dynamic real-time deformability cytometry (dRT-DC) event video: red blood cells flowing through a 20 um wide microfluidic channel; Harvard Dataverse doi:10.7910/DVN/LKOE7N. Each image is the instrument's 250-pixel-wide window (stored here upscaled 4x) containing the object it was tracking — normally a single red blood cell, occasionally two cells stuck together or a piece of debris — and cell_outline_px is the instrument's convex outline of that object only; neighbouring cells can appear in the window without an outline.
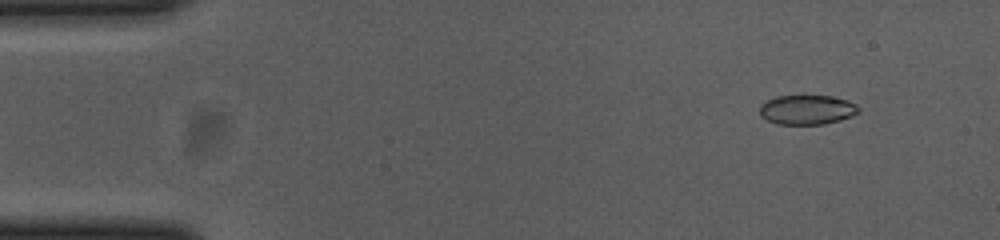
{"species": "common noctule bat (a hibernating species)", "species_latin": "Nyctalus noctula", "temperature_condition": "cold", "stored_images_in_passage": 55, "camera_frame_rate_fps": 3000, "um_per_image_px": 0.085, "animal": {"sex": "female", "body_mass_g": 23.0, "forearm_length_mm": 53.4}, "frame": {"image": 1, "passage_image": 5, "time_ms": 1.333, "image_size_px": [1000, 240], "cell_outline_px": [[860, 112], [852, 116], [840, 120], [824, 124], [776, 124], [760, 116], [760, 104], [776, 96], [832, 96], [848, 100], [856, 104], [860, 108]], "centroid_in_image_um": [68.62, 9.33], "position_along_channel_um": 16.4, "area_um2": 17.11}}
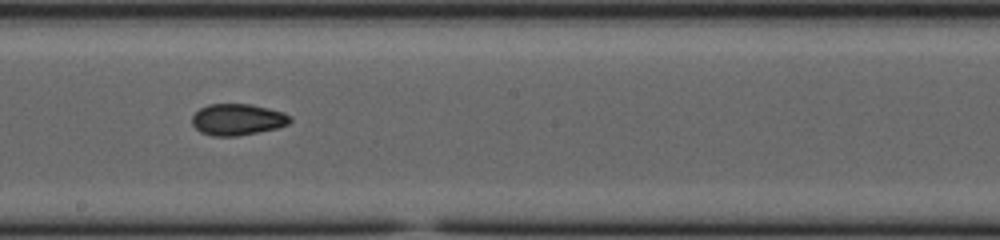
{"frame": {"image": 2, "passage_image": 30, "time_ms": 9.667, "image_size_px": [1000, 240], "cell_outline_px": [[292, 120], [288, 124], [276, 128], [236, 136], [212, 136], [200, 132], [192, 124], [192, 116], [200, 108], [208, 104], [252, 104], [284, 112], [292, 116]], "centroid_in_image_um": [20.19, 10.15], "position_along_channel_um": 228.0, "area_um2": 17.98}}
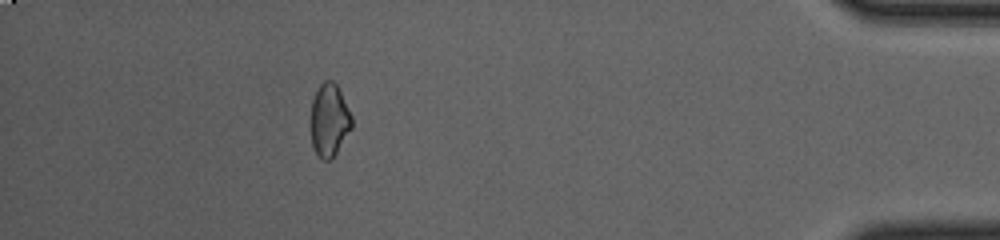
{"frame": {"image": 3, "passage_image": 49, "time_ms": 16.0, "image_size_px": [1000, 240], "cell_outline_px": [[352, 128], [336, 152], [328, 160], [324, 160], [316, 152], [312, 144], [312, 100], [320, 84], [324, 80], [332, 80], [336, 84], [352, 116]], "centroid_in_image_um": [28.0, 10.18], "position_along_channel_um": 407.2, "area_um2": 16.88}, "authors_computed_cell_mechanics": {"area_um2": 17.7446, "velocity_mm_per_s": 3.7047, "shape_relaxation_time_tau1_ms": 9.5826, "shape_relaxation_time_tau2_ms": 4.822, "deformation_change_tau1": 0.1361, "deformation_change_tau2": 0.0736}}